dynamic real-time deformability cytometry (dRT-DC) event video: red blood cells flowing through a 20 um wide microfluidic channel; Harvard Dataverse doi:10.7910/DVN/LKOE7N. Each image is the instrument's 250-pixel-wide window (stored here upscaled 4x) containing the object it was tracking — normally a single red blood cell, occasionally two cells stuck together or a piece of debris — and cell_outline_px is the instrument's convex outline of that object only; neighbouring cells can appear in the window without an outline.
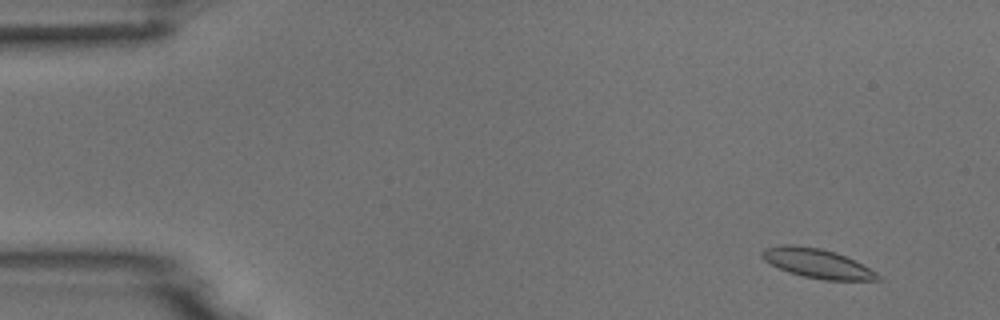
{"species": "common noctule bat (a hibernating species)", "species_latin": "Nyctalus noctula", "temperature_condition": "room temperature", "stored_images_in_passage": 11, "camera_frame_rate_fps": 3000, "um_per_image_px": 0.085, "animal": {"sex": "male", "body_mass_g": 18.8}, "frame": {"image": 1, "passage_image": 2, "time_ms": 0.333, "image_size_px": [1000, 320], "cell_outline_px": [[884, 280], [824, 280], [804, 276], [788, 272], [764, 260], [760, 256], [760, 252], [764, 248], [780, 244], [792, 244], [820, 248], [836, 252], [864, 264], [876, 272]], "centroid_in_image_um": [69.47, 22.37], "position_along_channel_um": 15.5, "area_um2": 19.94}}
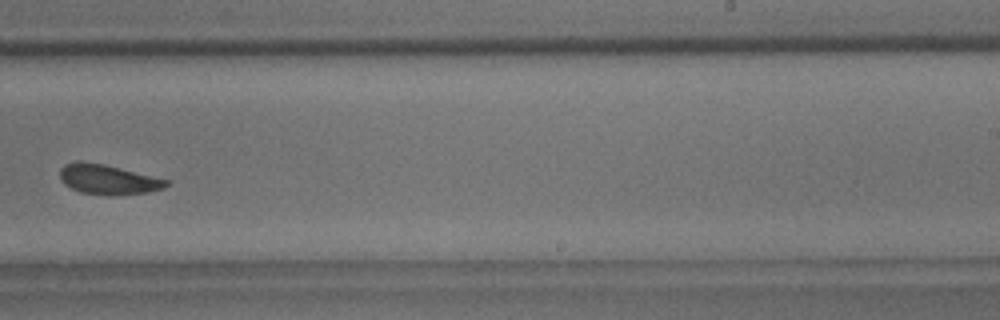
{"frame": {"image": 2, "passage_image": 10, "time_ms": 3.0, "image_size_px": [1000, 320], "cell_outline_px": [[168, 184], [164, 188], [148, 192], [116, 196], [108, 196], [80, 192], [64, 184], [60, 180], [60, 168], [64, 164], [76, 160], [84, 160], [104, 164], [168, 180]], "centroid_in_image_um": [9.13, 15.25], "position_along_channel_um": 279.9, "area_um2": 18.73}}
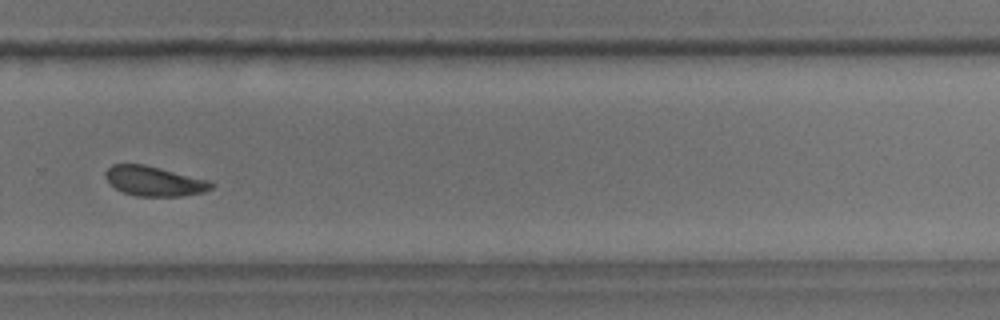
{"frame": {"image": 3, "passage_image": 11, "time_ms": 3.333, "image_size_px": [1000, 320], "cell_outline_px": [[216, 184], [212, 188], [204, 192], [180, 196], [136, 196], [124, 192], [116, 188], [104, 176], [104, 172], [112, 164], [144, 164], [208, 180]], "centroid_in_image_um": [13.11, 15.39], "position_along_channel_um": 316.7, "area_um2": 18.21}}